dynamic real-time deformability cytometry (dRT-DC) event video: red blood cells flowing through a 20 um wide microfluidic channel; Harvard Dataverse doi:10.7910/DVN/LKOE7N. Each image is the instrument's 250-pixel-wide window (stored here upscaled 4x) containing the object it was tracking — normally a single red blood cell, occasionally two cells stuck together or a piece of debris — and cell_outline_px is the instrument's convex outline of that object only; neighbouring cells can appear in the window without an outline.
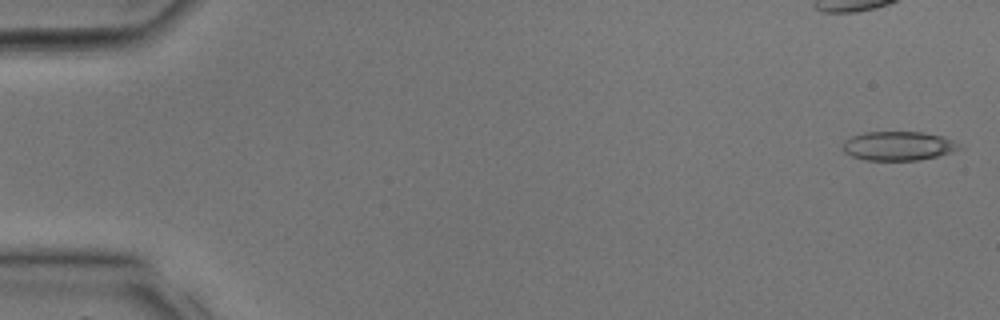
{"species": "common noctule bat (a hibernating species)", "species_latin": "Nyctalus noctula", "temperature_condition": "room temperature", "stored_images_in_passage": 17, "camera_frame_rate_fps": 3000, "um_per_image_px": 0.085, "animal": {"sex": "male", "body_mass_g": 17.9, "forearm_length_mm": 54.2}, "frame": {"image": 1, "passage_image": 1, "time_ms": 0.0, "image_size_px": [1000, 320], "cell_outline_px": [[960, 148], [952, 152], [920, 160], [864, 160], [852, 156], [844, 152], [840, 148], [844, 140], [852, 136], [864, 132], [920, 132], [944, 136], [952, 140]], "centroid_in_image_um": [76.28, 12.4], "position_along_channel_um": 8.7, "area_um2": 19.71}}